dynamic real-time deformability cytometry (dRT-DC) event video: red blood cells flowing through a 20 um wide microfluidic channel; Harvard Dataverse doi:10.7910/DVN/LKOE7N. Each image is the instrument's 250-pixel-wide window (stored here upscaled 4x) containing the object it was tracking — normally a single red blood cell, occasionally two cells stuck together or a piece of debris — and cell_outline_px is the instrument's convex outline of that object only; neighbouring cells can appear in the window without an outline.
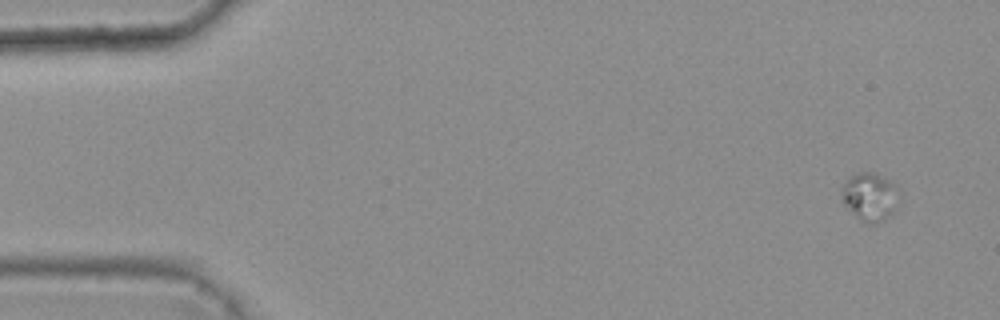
{"species": "common noctule bat (a hibernating species)", "species_latin": "Nyctalus noctula", "temperature_condition": "warm", "stored_images_in_passage": 4, "camera_frame_rate_fps": 3000, "um_per_image_px": 0.085, "animal": {"sex": "female", "body_mass_g": 25.1}, "frame": {"image": 1, "passage_image": 1, "time_ms": 0.0, "image_size_px": [1000, 320], "cell_outline_px": [[896, 208], [892, 212], [876, 224], [868, 224], [860, 220], [844, 200], [844, 184], [848, 176], [856, 172], [876, 172], [888, 180], [892, 184]], "centroid_in_image_um": [73.91, 16.7], "position_along_channel_um": 11.1, "area_um2": 15.03}}
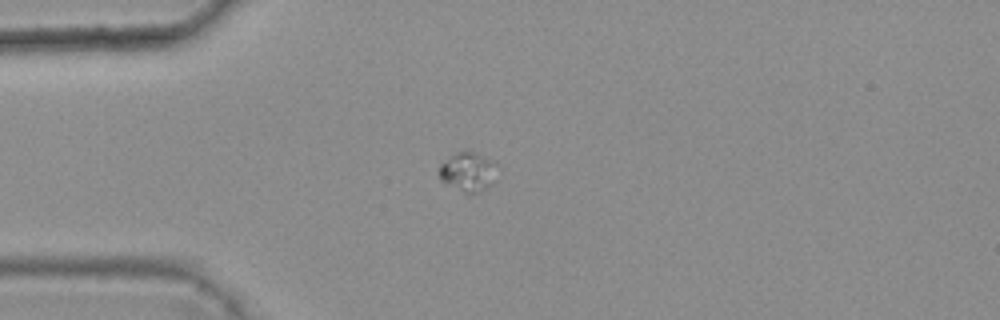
{"frame": {"image": 2, "passage_image": 4, "time_ms": 1.0, "image_size_px": [1000, 320], "cell_outline_px": [[488, 184], [480, 192], [468, 196], [444, 184], [440, 180], [440, 164], [464, 148], [476, 152], [488, 160]], "centroid_in_image_um": [39.56, 14.64], "position_along_channel_um": 45.4, "area_um2": 12.31}}